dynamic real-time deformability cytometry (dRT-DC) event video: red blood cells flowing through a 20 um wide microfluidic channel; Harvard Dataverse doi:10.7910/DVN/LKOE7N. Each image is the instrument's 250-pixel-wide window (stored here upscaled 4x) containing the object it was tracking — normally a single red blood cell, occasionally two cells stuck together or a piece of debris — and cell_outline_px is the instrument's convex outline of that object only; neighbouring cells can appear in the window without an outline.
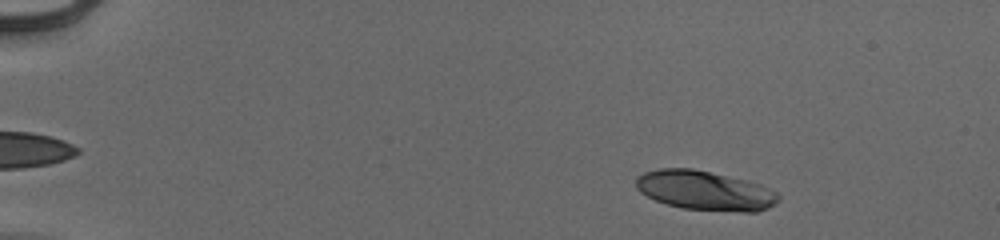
{"species": "human", "species_latin": "Homo sapiens", "temperature_condition": "cold", "stored_images_in_passage": 53, "camera_frame_rate_fps": 3000, "um_per_image_px": 0.085, "donor": {"sex": "male"}, "frame": {"image": 1, "passage_image": 7, "time_ms": 2.0, "image_size_px": [1000, 240], "cell_outline_px": [[780, 200], [776, 204], [768, 208], [756, 212], [740, 212], [684, 208], [668, 204], [656, 200], [640, 192], [636, 188], [636, 176], [644, 172], [660, 168], [692, 168], [744, 180], [760, 184], [776, 192], [780, 196]], "centroid_in_image_um": [59.93, 16.2], "position_along_channel_um": 25.1, "area_um2": 32.6}}
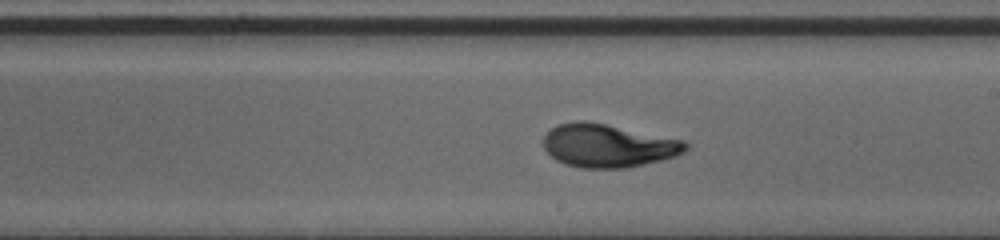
{"frame": {"image": 2, "passage_image": 32, "time_ms": 10.333, "image_size_px": [1000, 240], "cell_outline_px": [[688, 148], [684, 152], [676, 156], [660, 160], [624, 168], [580, 168], [564, 164], [556, 160], [544, 148], [544, 136], [556, 124], [576, 120], [588, 120], [684, 140], [688, 144]], "centroid_in_image_um": [51.67, 12.37], "position_along_channel_um": 237.3, "area_um2": 35.89}}
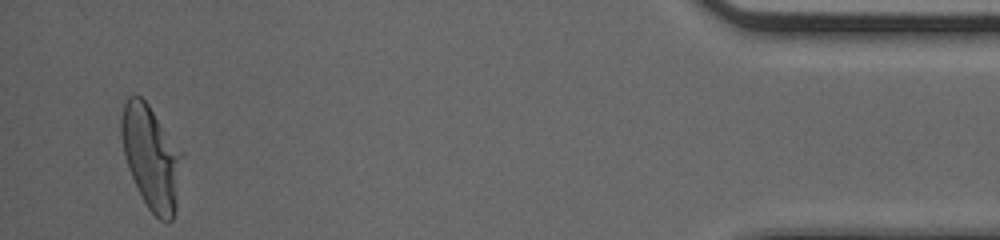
{"frame": {"image": 3, "passage_image": 51, "time_ms": 16.667, "image_size_px": [1000, 240], "cell_outline_px": [[184, 152], [176, 208], [172, 220], [168, 224], [160, 220], [148, 208], [132, 176], [124, 152], [120, 136], [120, 116], [124, 104], [128, 96], [140, 96], [148, 104]], "centroid_in_image_um": [12.88, 13.36], "position_along_channel_um": 422.3, "area_um2": 36.76}, "authors_computed_cell_mechanics": {"area_um2": 34.7378, "velocity_mm_per_s": 3.9476, "shape_relaxation_time_tau1_ms": 5.4724, "shape_relaxation_time_tau2_ms": 1.0026, "deformation_change_tau1": 0.2353, "deformation_change_tau2": 0.0641}}